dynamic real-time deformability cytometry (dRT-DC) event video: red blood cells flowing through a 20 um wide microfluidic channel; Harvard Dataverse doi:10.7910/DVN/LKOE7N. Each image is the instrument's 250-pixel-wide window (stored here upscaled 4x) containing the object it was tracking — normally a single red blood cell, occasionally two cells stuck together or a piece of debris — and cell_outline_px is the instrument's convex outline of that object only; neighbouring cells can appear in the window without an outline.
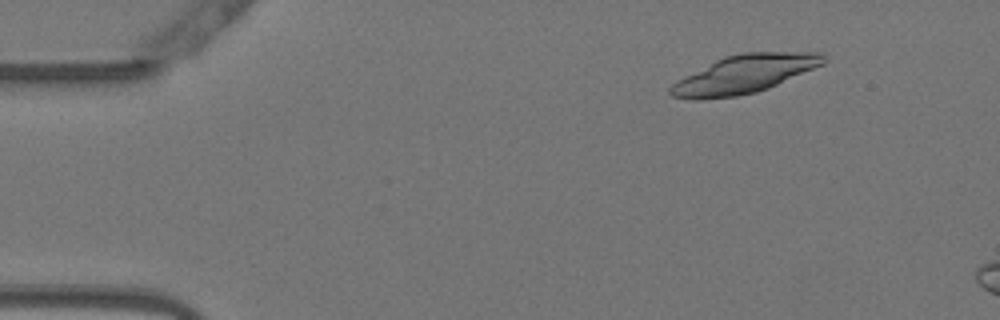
{"species": "Egyptian fruit bat (a non-hibernating species)", "species_latin": "Rousettus aegyptiacus", "temperature_condition": "warm", "stored_images_in_passage": 12, "camera_frame_rate_fps": 3000, "um_per_image_px": 0.085, "animal": {"sex": "female"}, "frame": {"image": 1, "passage_image": 7, "time_ms": 2.0, "image_size_px": [1000, 320], "cell_outline_px": [[828, 60], [824, 64], [768, 88], [756, 92], [736, 96], [700, 100], [692, 100], [672, 96], [668, 92], [668, 88], [676, 80], [724, 56], [740, 52], [824, 52], [828, 56]], "centroid_in_image_um": [63.28, 6.29], "position_along_channel_um": 21.7, "area_um2": 34.28}}